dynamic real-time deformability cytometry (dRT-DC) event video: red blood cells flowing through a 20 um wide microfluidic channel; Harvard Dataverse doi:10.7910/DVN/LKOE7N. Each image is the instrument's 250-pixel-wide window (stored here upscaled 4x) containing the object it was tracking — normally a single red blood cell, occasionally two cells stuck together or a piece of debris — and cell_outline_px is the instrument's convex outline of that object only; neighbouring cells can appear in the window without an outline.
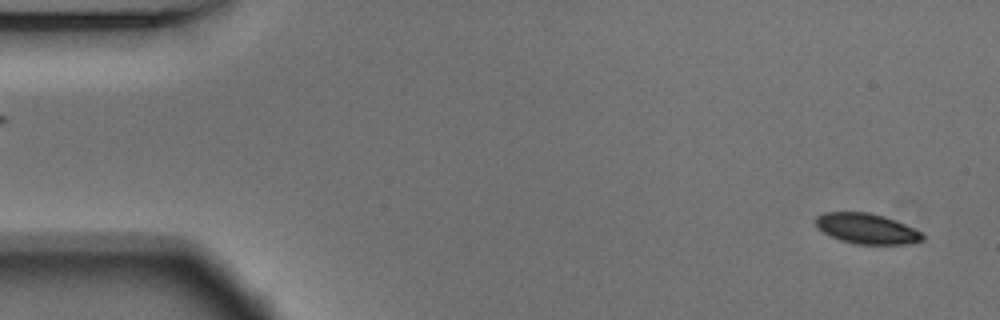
{"species": "Egyptian fruit bat (a non-hibernating species)", "species_latin": "Rousettus aegyptiacus", "temperature_condition": "warm", "stored_images_in_passage": 52, "camera_frame_rate_fps": 3000, "um_per_image_px": 0.085, "animal": {"sex": "male"}, "frame": {"image": 1, "passage_image": 1, "time_ms": 0.0, "image_size_px": [1000, 320], "cell_outline_px": [[924, 240], [912, 244], [856, 244], [840, 240], [824, 232], [816, 224], [816, 216], [824, 212], [868, 212], [884, 216], [904, 224], [920, 232], [924, 236]], "centroid_in_image_um": [73.69, 19.44], "position_along_channel_um": 11.3, "area_um2": 18.73}}
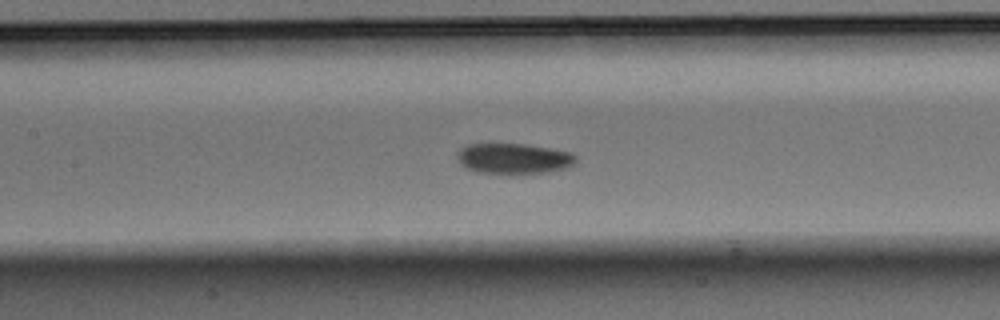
{"frame": {"image": 2, "passage_image": 23, "time_ms": 7.333, "image_size_px": [1000, 320], "cell_outline_px": [[576, 164], [568, 168], [548, 172], [476, 172], [464, 168], [460, 164], [456, 156], [460, 148], [468, 144], [524, 144], [572, 152], [576, 156]], "centroid_in_image_um": [43.67, 13.46], "position_along_channel_um": 163.7, "area_um2": 20.92}}
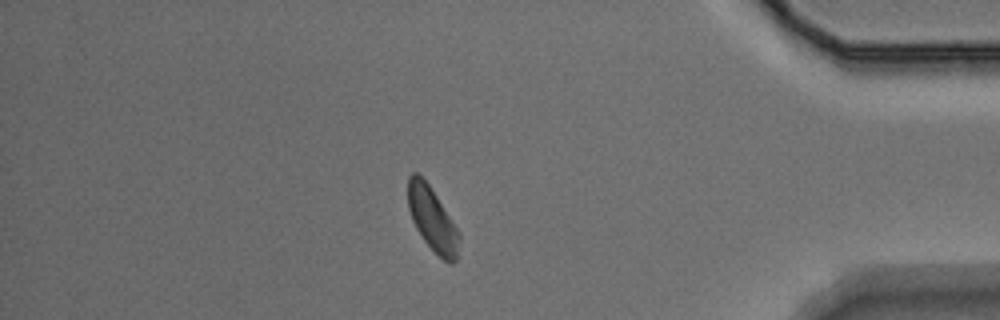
{"frame": {"image": 3, "passage_image": 45, "time_ms": 14.667, "image_size_px": [1000, 320], "cell_outline_px": [[460, 240], [456, 260], [452, 264], [448, 264], [424, 240], [416, 228], [412, 220], [408, 208], [408, 176], [412, 172], [416, 172], [428, 184], [460, 232]], "centroid_in_image_um": [36.75, 18.64], "position_along_channel_um": 398.4, "area_um2": 18.79}, "authors_computed_cell_mechanics": {"area_um2": 20.1722, "velocity_mm_per_s": 3.7006, "shape_relaxation_time_tau1_ms": 2.7075, "shape_relaxation_time_tau2_ms": null, "deformation_change_tau1": 0.0897, "deformation_change_tau2": null}}